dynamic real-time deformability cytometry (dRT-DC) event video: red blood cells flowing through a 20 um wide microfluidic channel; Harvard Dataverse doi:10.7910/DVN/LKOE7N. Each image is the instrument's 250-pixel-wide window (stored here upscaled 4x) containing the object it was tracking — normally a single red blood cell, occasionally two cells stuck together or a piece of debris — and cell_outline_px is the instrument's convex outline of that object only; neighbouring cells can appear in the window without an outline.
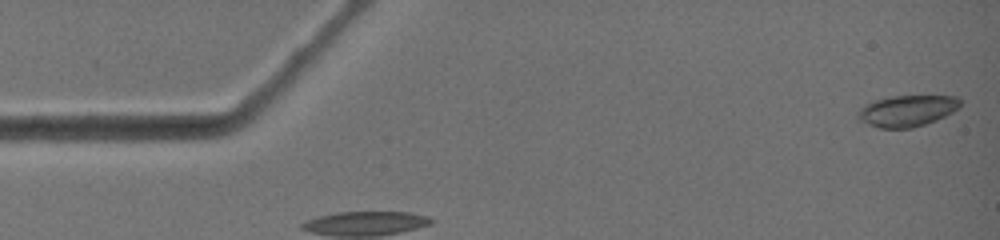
{"species": "common noctule bat (a hibernating species)", "species_latin": "Nyctalus noctula", "temperature_condition": "warm", "stored_images_in_passage": 7, "camera_frame_rate_fps": 3000, "um_per_image_px": 0.085, "animal": {"sex": "female", "body_mass_g": 19.0, "forearm_length_mm": 51.5}, "frame": {"image": 1, "passage_image": 1, "time_ms": 0.0, "image_size_px": [1000, 240], "cell_outline_px": [[964, 100], [952, 112], [936, 120], [912, 128], [880, 128], [856, 120], [856, 112], [864, 104], [872, 100], [892, 96], [960, 96]], "centroid_in_image_um": [77.05, 9.41], "position_along_channel_um": 7.9, "area_um2": 18.9}}